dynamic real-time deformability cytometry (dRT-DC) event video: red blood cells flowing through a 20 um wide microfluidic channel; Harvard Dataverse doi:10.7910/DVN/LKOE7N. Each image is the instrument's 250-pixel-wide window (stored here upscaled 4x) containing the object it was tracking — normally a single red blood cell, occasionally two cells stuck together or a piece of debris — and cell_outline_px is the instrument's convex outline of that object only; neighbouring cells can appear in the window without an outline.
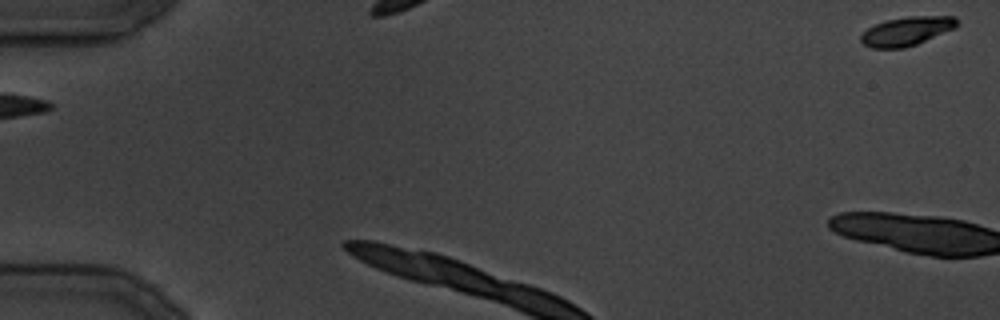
{"species": "common noctule bat (a hibernating species)", "species_latin": "Nyctalus noctula", "temperature_condition": "cold", "stored_images_in_passage": 3, "camera_frame_rate_fps": 3000, "um_per_image_px": 0.085, "animal": {"sex": "male", "body_mass_g": 19.5, "forearm_length_mm": 54.6}, "frame": {"image": 1, "passage_image": 1, "time_ms": 0.0, "image_size_px": [1000, 320], "cell_outline_px": [[956, 28], [916, 44], [904, 48], [872, 48], [864, 44], [860, 40], [860, 36], [868, 28], [884, 20], [908, 16], [956, 16]], "centroid_in_image_um": [77.06, 2.64], "position_along_channel_um": 7.9, "area_um2": 16.07}}